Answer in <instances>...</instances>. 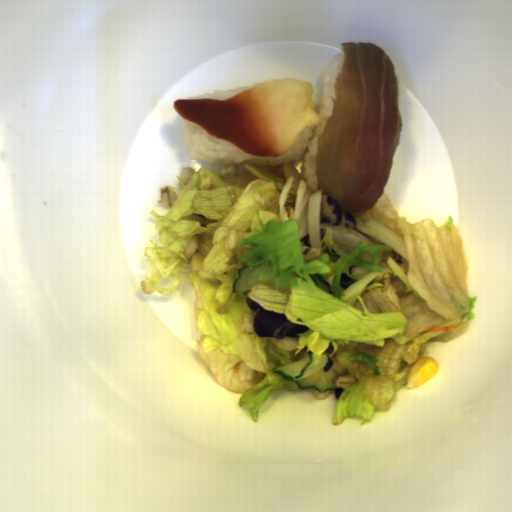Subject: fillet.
<instances>
[{"label": "fillet", "instance_id": "obj_2", "mask_svg": "<svg viewBox=\"0 0 512 512\" xmlns=\"http://www.w3.org/2000/svg\"><path fill=\"white\" fill-rule=\"evenodd\" d=\"M172 105L184 120L249 155L279 157L307 127L322 123L312 84L300 79L268 80L225 100L186 98Z\"/></svg>", "mask_w": 512, "mask_h": 512}, {"label": "fillet", "instance_id": "obj_1", "mask_svg": "<svg viewBox=\"0 0 512 512\" xmlns=\"http://www.w3.org/2000/svg\"><path fill=\"white\" fill-rule=\"evenodd\" d=\"M403 130L393 62L375 44H342L332 109L317 138V191L337 199L341 213L377 205L388 184Z\"/></svg>", "mask_w": 512, "mask_h": 512}]
</instances>
